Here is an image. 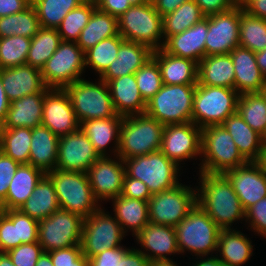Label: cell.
Here are the masks:
<instances>
[{"label":"cell","mask_w":266,"mask_h":266,"mask_svg":"<svg viewBox=\"0 0 266 266\" xmlns=\"http://www.w3.org/2000/svg\"><path fill=\"white\" fill-rule=\"evenodd\" d=\"M199 175L197 204L221 229H231L234 222L245 220L241 202L223 173L199 172Z\"/></svg>","instance_id":"cell-1"},{"label":"cell","mask_w":266,"mask_h":266,"mask_svg":"<svg viewBox=\"0 0 266 266\" xmlns=\"http://www.w3.org/2000/svg\"><path fill=\"white\" fill-rule=\"evenodd\" d=\"M164 127L146 113L124 117L117 156L124 160L159 151Z\"/></svg>","instance_id":"cell-2"},{"label":"cell","mask_w":266,"mask_h":266,"mask_svg":"<svg viewBox=\"0 0 266 266\" xmlns=\"http://www.w3.org/2000/svg\"><path fill=\"white\" fill-rule=\"evenodd\" d=\"M221 228L196 204L186 217L175 227L177 247L183 255L185 251L199 256L216 254Z\"/></svg>","instance_id":"cell-3"},{"label":"cell","mask_w":266,"mask_h":266,"mask_svg":"<svg viewBox=\"0 0 266 266\" xmlns=\"http://www.w3.org/2000/svg\"><path fill=\"white\" fill-rule=\"evenodd\" d=\"M117 22L118 33L124 40L146 45L153 51L163 48L162 16L155 10L151 0L132 5Z\"/></svg>","instance_id":"cell-4"},{"label":"cell","mask_w":266,"mask_h":266,"mask_svg":"<svg viewBox=\"0 0 266 266\" xmlns=\"http://www.w3.org/2000/svg\"><path fill=\"white\" fill-rule=\"evenodd\" d=\"M201 158L198 166L203 173H224L248 162L222 125L202 128Z\"/></svg>","instance_id":"cell-5"},{"label":"cell","mask_w":266,"mask_h":266,"mask_svg":"<svg viewBox=\"0 0 266 266\" xmlns=\"http://www.w3.org/2000/svg\"><path fill=\"white\" fill-rule=\"evenodd\" d=\"M123 163L125 174L145 183L152 195L179 184L178 176L181 175L178 173L181 172V167L160 150L147 155L124 159Z\"/></svg>","instance_id":"cell-6"},{"label":"cell","mask_w":266,"mask_h":266,"mask_svg":"<svg viewBox=\"0 0 266 266\" xmlns=\"http://www.w3.org/2000/svg\"><path fill=\"white\" fill-rule=\"evenodd\" d=\"M196 85L163 84L147 102L145 113L163 125L191 122Z\"/></svg>","instance_id":"cell-7"},{"label":"cell","mask_w":266,"mask_h":266,"mask_svg":"<svg viewBox=\"0 0 266 266\" xmlns=\"http://www.w3.org/2000/svg\"><path fill=\"white\" fill-rule=\"evenodd\" d=\"M46 175L53 182L61 209L86 218L102 206L93 196L86 173L54 169Z\"/></svg>","instance_id":"cell-8"},{"label":"cell","mask_w":266,"mask_h":266,"mask_svg":"<svg viewBox=\"0 0 266 266\" xmlns=\"http://www.w3.org/2000/svg\"><path fill=\"white\" fill-rule=\"evenodd\" d=\"M240 94L232 88L200 85L195 87L192 122L199 128L221 125L237 112Z\"/></svg>","instance_id":"cell-9"},{"label":"cell","mask_w":266,"mask_h":266,"mask_svg":"<svg viewBox=\"0 0 266 266\" xmlns=\"http://www.w3.org/2000/svg\"><path fill=\"white\" fill-rule=\"evenodd\" d=\"M98 80L97 83H93L82 78L64 88L79 124L117 115L107 83L100 78Z\"/></svg>","instance_id":"cell-10"},{"label":"cell","mask_w":266,"mask_h":266,"mask_svg":"<svg viewBox=\"0 0 266 266\" xmlns=\"http://www.w3.org/2000/svg\"><path fill=\"white\" fill-rule=\"evenodd\" d=\"M197 204V189L179 183L153 194L148 201L149 222L176 227Z\"/></svg>","instance_id":"cell-11"},{"label":"cell","mask_w":266,"mask_h":266,"mask_svg":"<svg viewBox=\"0 0 266 266\" xmlns=\"http://www.w3.org/2000/svg\"><path fill=\"white\" fill-rule=\"evenodd\" d=\"M85 69V52L76 42L61 41L41 73L48 88L64 89L82 79Z\"/></svg>","instance_id":"cell-12"},{"label":"cell","mask_w":266,"mask_h":266,"mask_svg":"<svg viewBox=\"0 0 266 266\" xmlns=\"http://www.w3.org/2000/svg\"><path fill=\"white\" fill-rule=\"evenodd\" d=\"M105 211L104 207L100 206L94 213L84 218L80 246L87 258L100 254L106 249L123 246L120 243L126 233L115 217Z\"/></svg>","instance_id":"cell-13"},{"label":"cell","mask_w":266,"mask_h":266,"mask_svg":"<svg viewBox=\"0 0 266 266\" xmlns=\"http://www.w3.org/2000/svg\"><path fill=\"white\" fill-rule=\"evenodd\" d=\"M84 218L59 208L39 221L38 243L44 252L80 245Z\"/></svg>","instance_id":"cell-14"},{"label":"cell","mask_w":266,"mask_h":266,"mask_svg":"<svg viewBox=\"0 0 266 266\" xmlns=\"http://www.w3.org/2000/svg\"><path fill=\"white\" fill-rule=\"evenodd\" d=\"M207 17L205 56L228 54L239 46L240 3L232 9Z\"/></svg>","instance_id":"cell-15"},{"label":"cell","mask_w":266,"mask_h":266,"mask_svg":"<svg viewBox=\"0 0 266 266\" xmlns=\"http://www.w3.org/2000/svg\"><path fill=\"white\" fill-rule=\"evenodd\" d=\"M201 137L202 129L192 121L165 125L160 151L181 166L184 160L201 158Z\"/></svg>","instance_id":"cell-16"},{"label":"cell","mask_w":266,"mask_h":266,"mask_svg":"<svg viewBox=\"0 0 266 266\" xmlns=\"http://www.w3.org/2000/svg\"><path fill=\"white\" fill-rule=\"evenodd\" d=\"M94 198L100 203L111 201L122 193L125 166L123 160L114 156L100 157L86 171Z\"/></svg>","instance_id":"cell-17"},{"label":"cell","mask_w":266,"mask_h":266,"mask_svg":"<svg viewBox=\"0 0 266 266\" xmlns=\"http://www.w3.org/2000/svg\"><path fill=\"white\" fill-rule=\"evenodd\" d=\"M223 174L230 181L245 212L266 197V170L260 161H248Z\"/></svg>","instance_id":"cell-18"},{"label":"cell","mask_w":266,"mask_h":266,"mask_svg":"<svg viewBox=\"0 0 266 266\" xmlns=\"http://www.w3.org/2000/svg\"><path fill=\"white\" fill-rule=\"evenodd\" d=\"M42 125L58 137L77 131L80 124L65 89L49 88L45 92Z\"/></svg>","instance_id":"cell-19"},{"label":"cell","mask_w":266,"mask_h":266,"mask_svg":"<svg viewBox=\"0 0 266 266\" xmlns=\"http://www.w3.org/2000/svg\"><path fill=\"white\" fill-rule=\"evenodd\" d=\"M99 158L88 137L79 128L60 137L56 169L86 173Z\"/></svg>","instance_id":"cell-20"},{"label":"cell","mask_w":266,"mask_h":266,"mask_svg":"<svg viewBox=\"0 0 266 266\" xmlns=\"http://www.w3.org/2000/svg\"><path fill=\"white\" fill-rule=\"evenodd\" d=\"M135 239L138 242L137 244H140L142 247L141 250H138L150 262L173 260L168 255L180 254L177 247L175 228L172 226L152 224L149 222L135 236Z\"/></svg>","instance_id":"cell-21"},{"label":"cell","mask_w":266,"mask_h":266,"mask_svg":"<svg viewBox=\"0 0 266 266\" xmlns=\"http://www.w3.org/2000/svg\"><path fill=\"white\" fill-rule=\"evenodd\" d=\"M0 77L10 102L49 89L43 80L41 69L27 64L0 69Z\"/></svg>","instance_id":"cell-22"},{"label":"cell","mask_w":266,"mask_h":266,"mask_svg":"<svg viewBox=\"0 0 266 266\" xmlns=\"http://www.w3.org/2000/svg\"><path fill=\"white\" fill-rule=\"evenodd\" d=\"M208 33V17L182 33L170 36L163 49L174 56L191 59L199 63L205 57V41Z\"/></svg>","instance_id":"cell-23"},{"label":"cell","mask_w":266,"mask_h":266,"mask_svg":"<svg viewBox=\"0 0 266 266\" xmlns=\"http://www.w3.org/2000/svg\"><path fill=\"white\" fill-rule=\"evenodd\" d=\"M234 63L235 90L244 93H261L266 85V78L257 65L255 52L248 48L237 46L230 52Z\"/></svg>","instance_id":"cell-24"},{"label":"cell","mask_w":266,"mask_h":266,"mask_svg":"<svg viewBox=\"0 0 266 266\" xmlns=\"http://www.w3.org/2000/svg\"><path fill=\"white\" fill-rule=\"evenodd\" d=\"M107 86L117 115L126 117L145 113L147 103L139 92L134 74L112 79Z\"/></svg>","instance_id":"cell-25"},{"label":"cell","mask_w":266,"mask_h":266,"mask_svg":"<svg viewBox=\"0 0 266 266\" xmlns=\"http://www.w3.org/2000/svg\"><path fill=\"white\" fill-rule=\"evenodd\" d=\"M153 50L138 42L124 41L118 49L117 58L99 77L106 83L125 75L134 74L153 56Z\"/></svg>","instance_id":"cell-26"},{"label":"cell","mask_w":266,"mask_h":266,"mask_svg":"<svg viewBox=\"0 0 266 266\" xmlns=\"http://www.w3.org/2000/svg\"><path fill=\"white\" fill-rule=\"evenodd\" d=\"M44 96L45 92H38L12 101L0 129L35 128L41 125Z\"/></svg>","instance_id":"cell-27"},{"label":"cell","mask_w":266,"mask_h":266,"mask_svg":"<svg viewBox=\"0 0 266 266\" xmlns=\"http://www.w3.org/2000/svg\"><path fill=\"white\" fill-rule=\"evenodd\" d=\"M160 68L163 84H197L198 63L167 53L163 48L155 50L152 56Z\"/></svg>","instance_id":"cell-28"},{"label":"cell","mask_w":266,"mask_h":266,"mask_svg":"<svg viewBox=\"0 0 266 266\" xmlns=\"http://www.w3.org/2000/svg\"><path fill=\"white\" fill-rule=\"evenodd\" d=\"M123 118V116L116 115L110 118L93 119L80 123L79 128L88 137L100 157L108 156L107 147L113 140V143L115 142L114 147L109 152L113 151V153H115L113 155L117 156L119 149L120 127Z\"/></svg>","instance_id":"cell-29"},{"label":"cell","mask_w":266,"mask_h":266,"mask_svg":"<svg viewBox=\"0 0 266 266\" xmlns=\"http://www.w3.org/2000/svg\"><path fill=\"white\" fill-rule=\"evenodd\" d=\"M45 173L30 164H20L9 185L6 197L0 202V210L19 209L31 196Z\"/></svg>","instance_id":"cell-30"},{"label":"cell","mask_w":266,"mask_h":266,"mask_svg":"<svg viewBox=\"0 0 266 266\" xmlns=\"http://www.w3.org/2000/svg\"><path fill=\"white\" fill-rule=\"evenodd\" d=\"M59 139L42 124L32 128L29 164L45 174L56 169Z\"/></svg>","instance_id":"cell-31"},{"label":"cell","mask_w":266,"mask_h":266,"mask_svg":"<svg viewBox=\"0 0 266 266\" xmlns=\"http://www.w3.org/2000/svg\"><path fill=\"white\" fill-rule=\"evenodd\" d=\"M221 125L232 136L236 147L247 161L261 160L263 137L254 131L238 112L230 115Z\"/></svg>","instance_id":"cell-32"},{"label":"cell","mask_w":266,"mask_h":266,"mask_svg":"<svg viewBox=\"0 0 266 266\" xmlns=\"http://www.w3.org/2000/svg\"><path fill=\"white\" fill-rule=\"evenodd\" d=\"M251 241L239 230L221 229L216 255L224 266H241L249 261L253 254Z\"/></svg>","instance_id":"cell-33"},{"label":"cell","mask_w":266,"mask_h":266,"mask_svg":"<svg viewBox=\"0 0 266 266\" xmlns=\"http://www.w3.org/2000/svg\"><path fill=\"white\" fill-rule=\"evenodd\" d=\"M234 63L230 53L205 56L198 63V84L235 89Z\"/></svg>","instance_id":"cell-34"},{"label":"cell","mask_w":266,"mask_h":266,"mask_svg":"<svg viewBox=\"0 0 266 266\" xmlns=\"http://www.w3.org/2000/svg\"><path fill=\"white\" fill-rule=\"evenodd\" d=\"M114 217L127 234L128 230L135 237L149 223L148 201L132 199L119 195L112 198Z\"/></svg>","instance_id":"cell-35"},{"label":"cell","mask_w":266,"mask_h":266,"mask_svg":"<svg viewBox=\"0 0 266 266\" xmlns=\"http://www.w3.org/2000/svg\"><path fill=\"white\" fill-rule=\"evenodd\" d=\"M59 208L53 182L45 174L19 210L39 222L49 217Z\"/></svg>","instance_id":"cell-36"},{"label":"cell","mask_w":266,"mask_h":266,"mask_svg":"<svg viewBox=\"0 0 266 266\" xmlns=\"http://www.w3.org/2000/svg\"><path fill=\"white\" fill-rule=\"evenodd\" d=\"M118 34L117 18L96 8L87 25L81 30L76 43L86 52L103 39Z\"/></svg>","instance_id":"cell-37"},{"label":"cell","mask_w":266,"mask_h":266,"mask_svg":"<svg viewBox=\"0 0 266 266\" xmlns=\"http://www.w3.org/2000/svg\"><path fill=\"white\" fill-rule=\"evenodd\" d=\"M40 29V21L32 4L19 13L0 18V38L15 35L31 39Z\"/></svg>","instance_id":"cell-38"},{"label":"cell","mask_w":266,"mask_h":266,"mask_svg":"<svg viewBox=\"0 0 266 266\" xmlns=\"http://www.w3.org/2000/svg\"><path fill=\"white\" fill-rule=\"evenodd\" d=\"M205 17L194 0L183 2L172 13L162 17L164 41L189 29Z\"/></svg>","instance_id":"cell-39"},{"label":"cell","mask_w":266,"mask_h":266,"mask_svg":"<svg viewBox=\"0 0 266 266\" xmlns=\"http://www.w3.org/2000/svg\"><path fill=\"white\" fill-rule=\"evenodd\" d=\"M32 128L0 129V151L19 164H29Z\"/></svg>","instance_id":"cell-40"},{"label":"cell","mask_w":266,"mask_h":266,"mask_svg":"<svg viewBox=\"0 0 266 266\" xmlns=\"http://www.w3.org/2000/svg\"><path fill=\"white\" fill-rule=\"evenodd\" d=\"M61 37L56 28H44L31 38V45L27 55L26 64L42 69L47 60L55 53Z\"/></svg>","instance_id":"cell-41"},{"label":"cell","mask_w":266,"mask_h":266,"mask_svg":"<svg viewBox=\"0 0 266 266\" xmlns=\"http://www.w3.org/2000/svg\"><path fill=\"white\" fill-rule=\"evenodd\" d=\"M237 112L262 137L266 135V100L262 93H244L239 96Z\"/></svg>","instance_id":"cell-42"},{"label":"cell","mask_w":266,"mask_h":266,"mask_svg":"<svg viewBox=\"0 0 266 266\" xmlns=\"http://www.w3.org/2000/svg\"><path fill=\"white\" fill-rule=\"evenodd\" d=\"M239 45L258 52L266 48V19L246 13L240 4Z\"/></svg>","instance_id":"cell-43"},{"label":"cell","mask_w":266,"mask_h":266,"mask_svg":"<svg viewBox=\"0 0 266 266\" xmlns=\"http://www.w3.org/2000/svg\"><path fill=\"white\" fill-rule=\"evenodd\" d=\"M85 0H31L41 27L56 28L64 17Z\"/></svg>","instance_id":"cell-44"},{"label":"cell","mask_w":266,"mask_h":266,"mask_svg":"<svg viewBox=\"0 0 266 266\" xmlns=\"http://www.w3.org/2000/svg\"><path fill=\"white\" fill-rule=\"evenodd\" d=\"M124 41L120 34L103 39L85 52V67H90L100 77L107 70L111 62L116 60L119 46Z\"/></svg>","instance_id":"cell-45"},{"label":"cell","mask_w":266,"mask_h":266,"mask_svg":"<svg viewBox=\"0 0 266 266\" xmlns=\"http://www.w3.org/2000/svg\"><path fill=\"white\" fill-rule=\"evenodd\" d=\"M96 8L95 0H85L71 10L57 27L61 41L76 42Z\"/></svg>","instance_id":"cell-46"},{"label":"cell","mask_w":266,"mask_h":266,"mask_svg":"<svg viewBox=\"0 0 266 266\" xmlns=\"http://www.w3.org/2000/svg\"><path fill=\"white\" fill-rule=\"evenodd\" d=\"M31 39L23 36L0 38V69L26 64Z\"/></svg>","instance_id":"cell-47"},{"label":"cell","mask_w":266,"mask_h":266,"mask_svg":"<svg viewBox=\"0 0 266 266\" xmlns=\"http://www.w3.org/2000/svg\"><path fill=\"white\" fill-rule=\"evenodd\" d=\"M139 92L147 103L162 87V77L157 61L152 57L135 73Z\"/></svg>","instance_id":"cell-48"},{"label":"cell","mask_w":266,"mask_h":266,"mask_svg":"<svg viewBox=\"0 0 266 266\" xmlns=\"http://www.w3.org/2000/svg\"><path fill=\"white\" fill-rule=\"evenodd\" d=\"M12 221L17 223L18 240L21 244L38 242L39 222L24 214L19 209L2 210Z\"/></svg>","instance_id":"cell-49"},{"label":"cell","mask_w":266,"mask_h":266,"mask_svg":"<svg viewBox=\"0 0 266 266\" xmlns=\"http://www.w3.org/2000/svg\"><path fill=\"white\" fill-rule=\"evenodd\" d=\"M44 252L38 242L24 243L7 252L15 266H35Z\"/></svg>","instance_id":"cell-50"},{"label":"cell","mask_w":266,"mask_h":266,"mask_svg":"<svg viewBox=\"0 0 266 266\" xmlns=\"http://www.w3.org/2000/svg\"><path fill=\"white\" fill-rule=\"evenodd\" d=\"M19 245H21V240H18L17 223H13V221L0 210V252H8Z\"/></svg>","instance_id":"cell-51"},{"label":"cell","mask_w":266,"mask_h":266,"mask_svg":"<svg viewBox=\"0 0 266 266\" xmlns=\"http://www.w3.org/2000/svg\"><path fill=\"white\" fill-rule=\"evenodd\" d=\"M246 222L252 231L266 238V197L245 212Z\"/></svg>","instance_id":"cell-52"},{"label":"cell","mask_w":266,"mask_h":266,"mask_svg":"<svg viewBox=\"0 0 266 266\" xmlns=\"http://www.w3.org/2000/svg\"><path fill=\"white\" fill-rule=\"evenodd\" d=\"M19 163L0 151V202L6 197Z\"/></svg>","instance_id":"cell-53"},{"label":"cell","mask_w":266,"mask_h":266,"mask_svg":"<svg viewBox=\"0 0 266 266\" xmlns=\"http://www.w3.org/2000/svg\"><path fill=\"white\" fill-rule=\"evenodd\" d=\"M121 195L123 197L149 201L152 194L145 183L139 179L128 177L126 174L123 180V188Z\"/></svg>","instance_id":"cell-54"},{"label":"cell","mask_w":266,"mask_h":266,"mask_svg":"<svg viewBox=\"0 0 266 266\" xmlns=\"http://www.w3.org/2000/svg\"><path fill=\"white\" fill-rule=\"evenodd\" d=\"M130 250L124 246L106 249L88 258V266H118L119 258H123Z\"/></svg>","instance_id":"cell-55"},{"label":"cell","mask_w":266,"mask_h":266,"mask_svg":"<svg viewBox=\"0 0 266 266\" xmlns=\"http://www.w3.org/2000/svg\"><path fill=\"white\" fill-rule=\"evenodd\" d=\"M54 266H77V259L83 254L80 245L48 252Z\"/></svg>","instance_id":"cell-56"},{"label":"cell","mask_w":266,"mask_h":266,"mask_svg":"<svg viewBox=\"0 0 266 266\" xmlns=\"http://www.w3.org/2000/svg\"><path fill=\"white\" fill-rule=\"evenodd\" d=\"M205 15L216 14L235 7L239 0H194Z\"/></svg>","instance_id":"cell-57"},{"label":"cell","mask_w":266,"mask_h":266,"mask_svg":"<svg viewBox=\"0 0 266 266\" xmlns=\"http://www.w3.org/2000/svg\"><path fill=\"white\" fill-rule=\"evenodd\" d=\"M95 3L99 10L117 19L132 6L128 0H95Z\"/></svg>","instance_id":"cell-58"},{"label":"cell","mask_w":266,"mask_h":266,"mask_svg":"<svg viewBox=\"0 0 266 266\" xmlns=\"http://www.w3.org/2000/svg\"><path fill=\"white\" fill-rule=\"evenodd\" d=\"M151 262L146 258V256L141 253L138 248H132L123 257L119 258L118 266H150Z\"/></svg>","instance_id":"cell-59"},{"label":"cell","mask_w":266,"mask_h":266,"mask_svg":"<svg viewBox=\"0 0 266 266\" xmlns=\"http://www.w3.org/2000/svg\"><path fill=\"white\" fill-rule=\"evenodd\" d=\"M30 4L31 0H0V18L19 13Z\"/></svg>","instance_id":"cell-60"},{"label":"cell","mask_w":266,"mask_h":266,"mask_svg":"<svg viewBox=\"0 0 266 266\" xmlns=\"http://www.w3.org/2000/svg\"><path fill=\"white\" fill-rule=\"evenodd\" d=\"M239 3L246 13L266 19V0H239Z\"/></svg>","instance_id":"cell-61"},{"label":"cell","mask_w":266,"mask_h":266,"mask_svg":"<svg viewBox=\"0 0 266 266\" xmlns=\"http://www.w3.org/2000/svg\"><path fill=\"white\" fill-rule=\"evenodd\" d=\"M189 0H151L155 10L163 17L176 10L183 2Z\"/></svg>","instance_id":"cell-62"},{"label":"cell","mask_w":266,"mask_h":266,"mask_svg":"<svg viewBox=\"0 0 266 266\" xmlns=\"http://www.w3.org/2000/svg\"><path fill=\"white\" fill-rule=\"evenodd\" d=\"M10 101L6 96V92L3 88V84L0 77V125L6 119L7 112L10 106Z\"/></svg>","instance_id":"cell-63"},{"label":"cell","mask_w":266,"mask_h":266,"mask_svg":"<svg viewBox=\"0 0 266 266\" xmlns=\"http://www.w3.org/2000/svg\"><path fill=\"white\" fill-rule=\"evenodd\" d=\"M199 258L200 260H197L195 264L193 262V265L190 266H224V264L219 260L217 255H210V257L207 256V258L206 256H199Z\"/></svg>","instance_id":"cell-64"},{"label":"cell","mask_w":266,"mask_h":266,"mask_svg":"<svg viewBox=\"0 0 266 266\" xmlns=\"http://www.w3.org/2000/svg\"><path fill=\"white\" fill-rule=\"evenodd\" d=\"M255 58L261 74L266 78V48L255 52Z\"/></svg>","instance_id":"cell-65"},{"label":"cell","mask_w":266,"mask_h":266,"mask_svg":"<svg viewBox=\"0 0 266 266\" xmlns=\"http://www.w3.org/2000/svg\"><path fill=\"white\" fill-rule=\"evenodd\" d=\"M35 266H54L50 254L48 252H43Z\"/></svg>","instance_id":"cell-66"},{"label":"cell","mask_w":266,"mask_h":266,"mask_svg":"<svg viewBox=\"0 0 266 266\" xmlns=\"http://www.w3.org/2000/svg\"><path fill=\"white\" fill-rule=\"evenodd\" d=\"M0 266H15L7 252H0Z\"/></svg>","instance_id":"cell-67"},{"label":"cell","mask_w":266,"mask_h":266,"mask_svg":"<svg viewBox=\"0 0 266 266\" xmlns=\"http://www.w3.org/2000/svg\"><path fill=\"white\" fill-rule=\"evenodd\" d=\"M150 266H179L173 260L152 261Z\"/></svg>","instance_id":"cell-68"},{"label":"cell","mask_w":266,"mask_h":266,"mask_svg":"<svg viewBox=\"0 0 266 266\" xmlns=\"http://www.w3.org/2000/svg\"><path fill=\"white\" fill-rule=\"evenodd\" d=\"M77 266H88V258L84 254L77 259Z\"/></svg>","instance_id":"cell-69"},{"label":"cell","mask_w":266,"mask_h":266,"mask_svg":"<svg viewBox=\"0 0 266 266\" xmlns=\"http://www.w3.org/2000/svg\"><path fill=\"white\" fill-rule=\"evenodd\" d=\"M260 162L263 165L264 169L266 170V146H263V154Z\"/></svg>","instance_id":"cell-70"},{"label":"cell","mask_w":266,"mask_h":266,"mask_svg":"<svg viewBox=\"0 0 266 266\" xmlns=\"http://www.w3.org/2000/svg\"><path fill=\"white\" fill-rule=\"evenodd\" d=\"M128 1L130 2L131 5H138V4L150 1V0H128Z\"/></svg>","instance_id":"cell-71"},{"label":"cell","mask_w":266,"mask_h":266,"mask_svg":"<svg viewBox=\"0 0 266 266\" xmlns=\"http://www.w3.org/2000/svg\"><path fill=\"white\" fill-rule=\"evenodd\" d=\"M261 93L265 97V100H266V85L263 87Z\"/></svg>","instance_id":"cell-72"},{"label":"cell","mask_w":266,"mask_h":266,"mask_svg":"<svg viewBox=\"0 0 266 266\" xmlns=\"http://www.w3.org/2000/svg\"><path fill=\"white\" fill-rule=\"evenodd\" d=\"M263 146H266V135L263 137Z\"/></svg>","instance_id":"cell-73"}]
</instances>
